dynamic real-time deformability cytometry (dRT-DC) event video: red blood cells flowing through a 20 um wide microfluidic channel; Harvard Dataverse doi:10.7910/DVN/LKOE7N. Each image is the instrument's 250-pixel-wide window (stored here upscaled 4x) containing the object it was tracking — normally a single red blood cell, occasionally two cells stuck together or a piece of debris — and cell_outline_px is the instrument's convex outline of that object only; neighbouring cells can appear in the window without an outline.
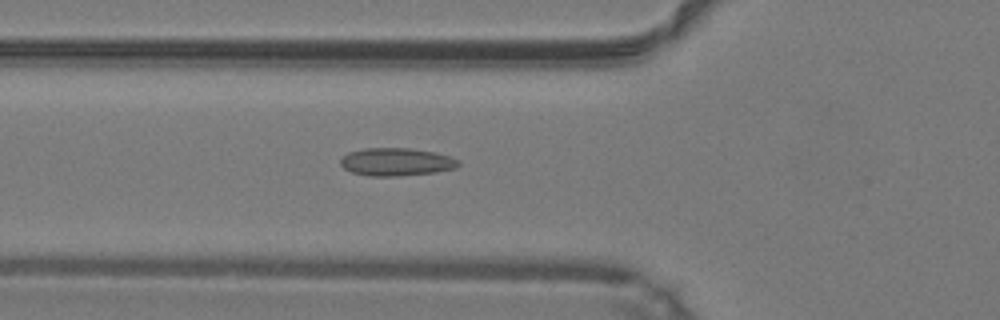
{"species": "common noctule bat (a hibernating species)", "species_latin": "Nyctalus noctula", "temperature_condition": "warm", "stored_images_in_passage": 48, "camera_frame_rate_fps": 3000, "um_per_image_px": 0.085, "animal": {"sex": "male", "body_mass_g": 19.2, "forearm_length_mm": 51.8}, "frame": {"image": 1, "passage_image": 17, "time_ms": 5.333, "image_size_px": [1000, 320], "cell_outline_px": [[460, 164], [456, 168], [436, 172], [396, 176], [368, 176], [352, 172], [344, 168], [340, 164], [340, 160], [348, 152], [364, 148], [408, 148], [432, 152], [448, 156], [460, 160]], "centroid_in_image_um": [33.68, 13.76], "position_along_channel_um": 92.1, "area_um2": 19.07}}
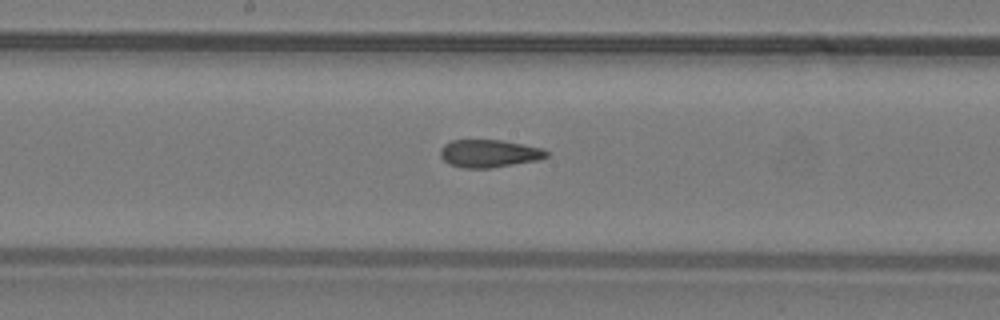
{"frame": {"image": 2, "passage_image": 25, "time_ms": 8.0, "image_size_px": [1000, 320], "cell_outline_px": [[548, 156], [540, 160], [492, 168], [464, 168], [448, 164], [440, 156], [440, 148], [444, 144], [452, 140], [504, 140], [544, 148], [548, 152]], "centroid_in_image_um": [41.6, 13.04], "position_along_channel_um": 206.6, "area_um2": 17.46}}
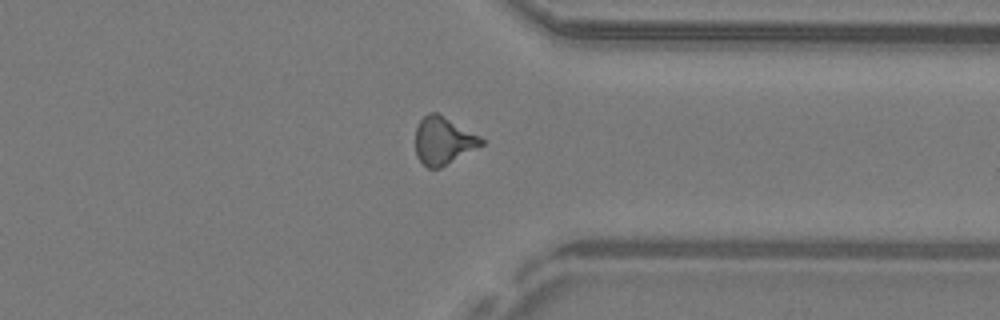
{"frame": {"image": 3, "passage_image": 37, "time_ms": 12.0, "image_size_px": [1000, 320], "cell_outline_px": [[484, 144], [440, 168], [428, 168], [416, 156], [416, 128], [420, 120], [428, 112], [436, 112], [480, 136], [484, 140]], "centroid_in_image_um": [37.67, 11.96], "position_along_channel_um": 373.7, "area_um2": 18.03}, "authors_computed_cell_mechanics": {"area_um2": 17.9469, "velocity_mm_per_s": 4.2585, "shape_relaxation_time_tau1_ms": null, "shape_relaxation_time_tau2_ms": 2.5599, "deformation_change_tau1": null, "deformation_change_tau2": 0.1042}}